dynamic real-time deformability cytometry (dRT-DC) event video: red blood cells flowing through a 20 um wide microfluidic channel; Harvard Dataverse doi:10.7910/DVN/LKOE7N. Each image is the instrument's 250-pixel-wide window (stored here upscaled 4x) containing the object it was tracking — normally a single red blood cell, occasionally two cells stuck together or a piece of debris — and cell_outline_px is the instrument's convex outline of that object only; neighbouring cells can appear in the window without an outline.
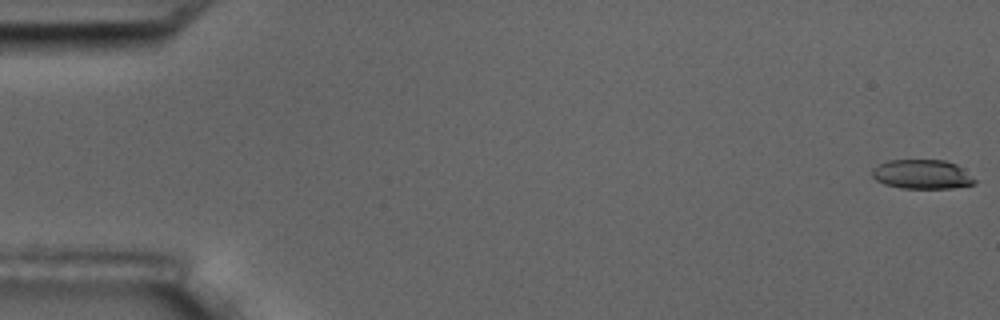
{"species": "common noctule bat (a hibernating species)", "species_latin": "Nyctalus noctula", "temperature_condition": "room temperature", "stored_images_in_passage": 17, "camera_frame_rate_fps": 3000, "um_per_image_px": 0.085, "animal": {"sex": "male", "body_mass_g": 17.5, "forearm_length_mm": 52.3}, "frame": {"image": 1, "passage_image": 1, "time_ms": 0.0, "image_size_px": [1000, 320], "cell_outline_px": [[976, 184], [952, 188], [900, 188], [884, 184], [876, 180], [872, 176], [872, 168], [888, 160], [944, 160], [956, 164], [976, 180]], "centroid_in_image_um": [78.36, 14.82], "position_along_channel_um": 6.6, "area_um2": 17.46}}
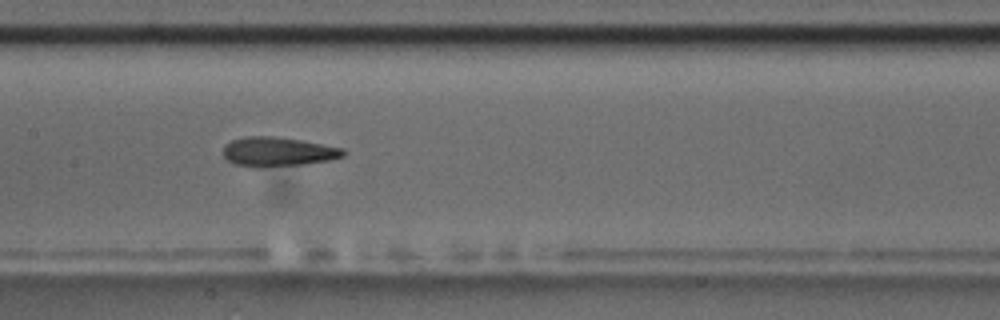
{"frame": {"image": 2, "passage_image": 9, "time_ms": 9.333, "image_size_px": [1000, 320], "cell_outline_px": [[344, 156], [328, 160], [304, 164], [256, 168], [232, 164], [224, 156], [224, 144], [232, 140], [248, 136], [272, 136], [300, 140], [344, 148]], "centroid_in_image_um": [23.58, 12.91], "position_along_channel_um": 183.8, "area_um2": 20.52}}
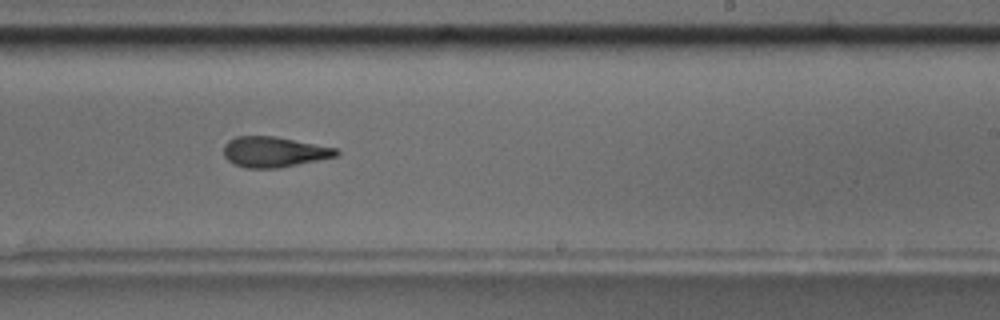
{"frame": {"image": 3, "passage_image": 11, "time_ms": 11.667, "image_size_px": [1000, 320], "cell_outline_px": [[340, 152], [336, 156], [280, 168], [248, 168], [236, 164], [228, 160], [224, 156], [224, 144], [228, 140], [236, 136], [276, 136], [336, 148]], "centroid_in_image_um": [23.27, 12.9], "position_along_channel_um": 265.7, "area_um2": 19.88}, "authors_computed_cell_mechanics": {"area_um2": 20.1144, "velocity_mm_per_s": 3.5248, "shape_relaxation_time_tau1_ms": 5.0263, "shape_relaxation_time_tau2_ms": 2.6605, "deformation_change_tau1": 0.185, "deformation_change_tau2": 0.1233}}